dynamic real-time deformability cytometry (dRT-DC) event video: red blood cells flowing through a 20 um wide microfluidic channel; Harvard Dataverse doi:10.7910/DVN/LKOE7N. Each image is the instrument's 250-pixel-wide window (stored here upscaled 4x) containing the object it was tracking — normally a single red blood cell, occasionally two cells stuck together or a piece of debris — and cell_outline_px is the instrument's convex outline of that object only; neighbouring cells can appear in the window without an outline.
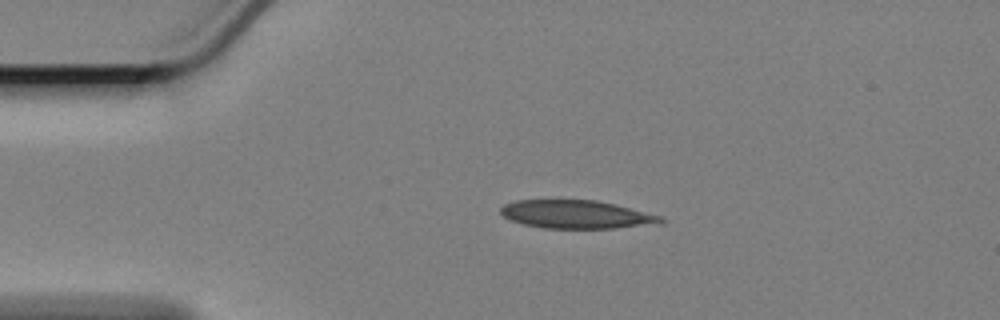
{"species": "Egyptian fruit bat (a non-hibernating species)", "species_latin": "Rousettus aegyptiacus", "temperature_condition": "cold", "stored_images_in_passage": 3, "camera_frame_rate_fps": 3000, "um_per_image_px": 0.085, "animal": {"sex": "female"}, "frame": {"image": 1, "passage_image": 1, "time_ms": 0.0, "image_size_px": [1000, 320], "cell_outline_px": [[668, 220], [664, 224], [616, 228], [544, 228], [524, 224], [512, 220], [504, 216], [500, 212], [500, 208], [504, 204], [516, 200], [596, 200], [616, 204], [664, 216]], "centroid_in_image_um": [49.12, 18.23], "position_along_channel_um": 35.9, "area_um2": 26.7}}